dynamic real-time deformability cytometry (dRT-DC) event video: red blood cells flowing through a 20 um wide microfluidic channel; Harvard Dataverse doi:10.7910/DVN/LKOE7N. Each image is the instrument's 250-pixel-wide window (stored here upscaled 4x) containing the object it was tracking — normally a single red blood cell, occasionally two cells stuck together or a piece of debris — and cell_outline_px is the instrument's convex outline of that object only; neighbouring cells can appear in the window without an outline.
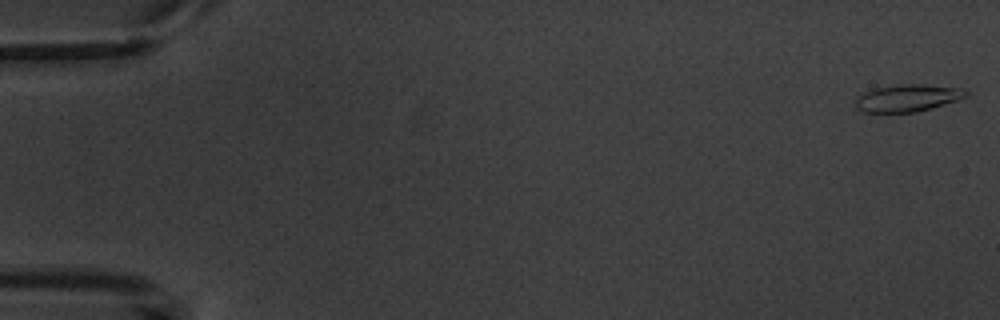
{"species": "common noctule bat (a hibernating species)", "species_latin": "Nyctalus noctula", "temperature_condition": "warm", "stored_images_in_passage": 6, "camera_frame_rate_fps": 3000, "um_per_image_px": 0.085, "animal": {"sex": "male", "body_mass_g": 20.1, "forearm_length_mm": 53.5}, "frame": {"image": 1, "passage_image": 1, "time_ms": 0.0, "image_size_px": [1000, 320], "cell_outline_px": [[968, 96], [932, 108], [916, 112], [864, 112], [856, 108], [852, 104], [864, 92], [876, 88], [900, 84], [924, 84], [960, 88], [968, 92]], "centroid_in_image_um": [77.13, 8.33], "position_along_channel_um": 7.9, "area_um2": 17.4}}